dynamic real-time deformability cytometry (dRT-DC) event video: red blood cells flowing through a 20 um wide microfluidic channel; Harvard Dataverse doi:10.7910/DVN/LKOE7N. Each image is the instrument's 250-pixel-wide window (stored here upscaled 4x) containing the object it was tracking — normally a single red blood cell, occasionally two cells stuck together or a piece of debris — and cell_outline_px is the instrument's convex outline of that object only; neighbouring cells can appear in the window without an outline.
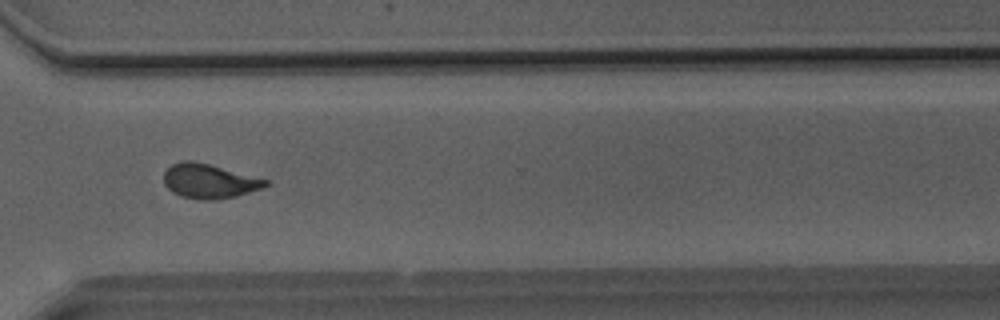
{"species": "Egyptian fruit bat (a non-hibernating species)", "species_latin": "Rousettus aegyptiacus", "temperature_condition": "room temperature", "stored_images_in_passage": 49, "camera_frame_rate_fps": 3000, "um_per_image_px": 0.085, "animal": {"sex": "male"}, "frame": {"image": 1, "passage_image": 35, "time_ms": 11.333, "image_size_px": [1000, 320], "cell_outline_px": [[268, 184], [264, 188], [236, 196], [216, 200], [200, 200], [180, 196], [172, 192], [164, 184], [164, 172], [172, 164], [180, 160], [192, 160], [208, 164], [268, 180]], "centroid_in_image_um": [17.75, 15.4], "position_along_channel_um": 352.8, "area_um2": 20.4}}
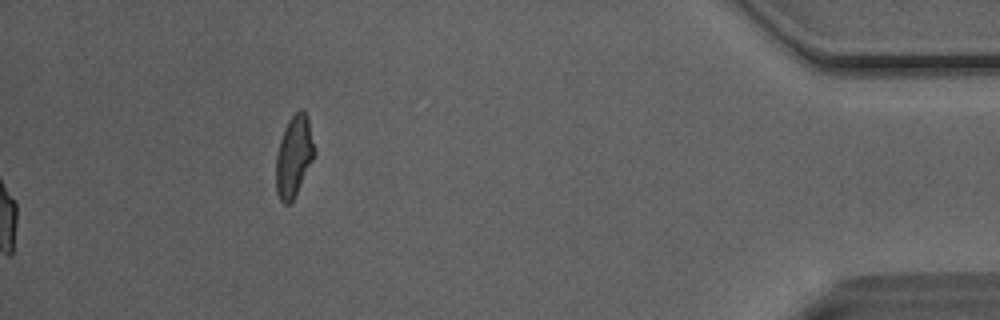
{"frame": {"image": 2, "passage_image": 49, "time_ms": 16.0, "image_size_px": [1000, 320], "cell_outline_px": [[316, 152], [292, 200], [288, 204], [284, 204], [280, 200], [276, 192], [276, 156], [280, 140], [284, 128], [288, 120], [300, 108], [308, 116]], "centroid_in_image_um": [24.97, 13.24], "position_along_channel_um": 410.2, "area_um2": 17.92}, "authors_computed_cell_mechanics": {"area_um2": 20.4612, "velocity_mm_per_s": 4.0838, "shape_relaxation_time_tau1_ms": 6.0539, "shape_relaxation_time_tau2_ms": 1.3386, "deformation_change_tau1": 0.1779, "deformation_change_tau2": 0.0816}}